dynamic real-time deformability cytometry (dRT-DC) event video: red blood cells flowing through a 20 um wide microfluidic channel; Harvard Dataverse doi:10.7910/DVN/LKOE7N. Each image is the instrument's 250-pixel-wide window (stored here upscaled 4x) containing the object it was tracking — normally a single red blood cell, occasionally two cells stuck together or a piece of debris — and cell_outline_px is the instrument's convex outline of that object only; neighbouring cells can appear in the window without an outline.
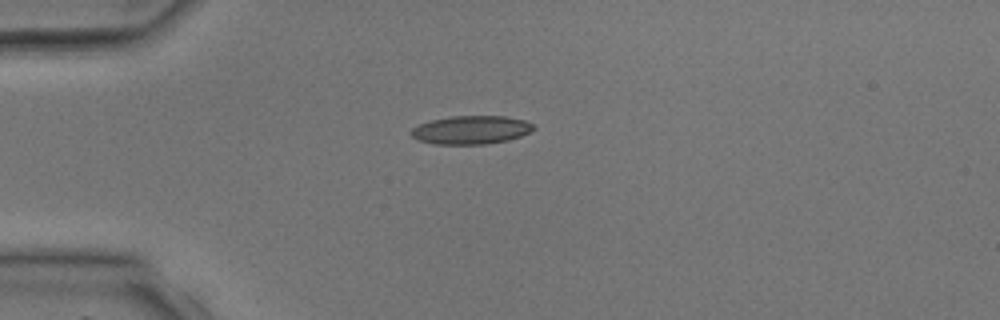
{"species": "common noctule bat (a hibernating species)", "species_latin": "Nyctalus noctula", "temperature_condition": "room temperature", "stored_images_in_passage": 3, "camera_frame_rate_fps": 3000, "um_per_image_px": 0.085, "animal": {"sex": "male", "body_mass_g": 17.9, "forearm_length_mm": 54.2}, "frame": {"image": 1, "passage_image": 3, "time_ms": 3.0, "image_size_px": [1000, 320], "cell_outline_px": [[536, 128], [532, 132], [508, 140], [484, 144], [432, 144], [416, 140], [412, 136], [412, 128], [420, 124], [432, 120], [452, 116], [504, 116], [524, 120], [536, 124]], "centroid_in_image_um": [40.08, 11.04], "position_along_channel_um": 44.9, "area_um2": 20.35}}